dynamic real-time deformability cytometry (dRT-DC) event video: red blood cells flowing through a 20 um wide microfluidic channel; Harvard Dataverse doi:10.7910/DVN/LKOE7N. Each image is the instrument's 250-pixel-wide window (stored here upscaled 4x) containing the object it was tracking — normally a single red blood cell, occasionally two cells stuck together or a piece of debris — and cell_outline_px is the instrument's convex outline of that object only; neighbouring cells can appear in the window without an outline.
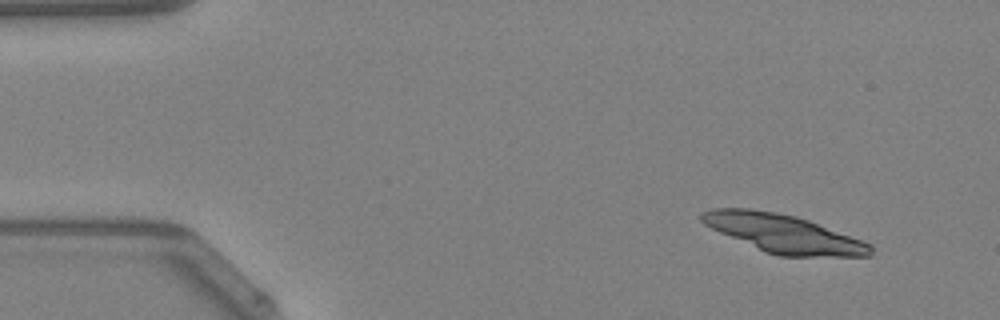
{"species": "Egyptian fruit bat (a non-hibernating species)", "species_latin": "Rousettus aegyptiacus", "temperature_condition": "warm", "stored_images_in_passage": 12, "camera_frame_rate_fps": 3000, "um_per_image_px": 0.085, "animal": {"sex": "female"}, "frame": {"image": 1, "passage_image": 1, "time_ms": 0.0, "image_size_px": [1000, 320], "cell_outline_px": [[872, 256], [780, 256], [764, 252], [720, 232], [704, 224], [700, 220], [700, 212], [712, 208], [752, 208], [776, 212], [796, 216], [808, 220], [872, 244]], "centroid_in_image_um": [66.57, 19.84], "position_along_channel_um": 18.4, "area_um2": 37.4}}